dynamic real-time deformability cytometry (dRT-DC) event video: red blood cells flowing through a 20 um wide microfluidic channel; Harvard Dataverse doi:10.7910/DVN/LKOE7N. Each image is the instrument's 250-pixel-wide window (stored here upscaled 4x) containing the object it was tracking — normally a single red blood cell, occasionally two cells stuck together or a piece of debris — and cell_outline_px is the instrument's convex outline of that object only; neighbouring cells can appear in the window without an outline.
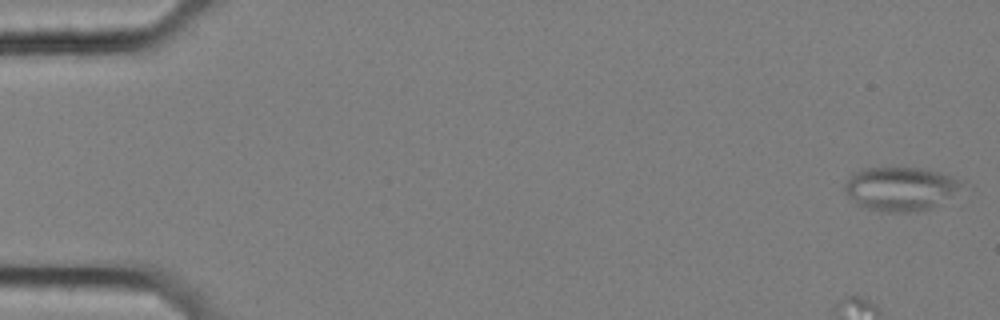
{"species": "common noctule bat (a hibernating species)", "species_latin": "Nyctalus noctula", "temperature_condition": "cold", "stored_images_in_passage": 58, "camera_frame_rate_fps": 3000, "um_per_image_px": 0.085, "animal": {"sex": "female", "body_mass_g": 25.1}, "frame": {"image": 1, "passage_image": 2, "time_ms": 0.333, "image_size_px": [1000, 320], "cell_outline_px": [[964, 180], [948, 196], [928, 208], [916, 212], [888, 212], [868, 208], [856, 204], [848, 196], [844, 188], [844, 184], [856, 172], [864, 168], [920, 168], [952, 176]], "centroid_in_image_um": [76.46, 16.04], "position_along_channel_um": 8.5, "area_um2": 28.9}}
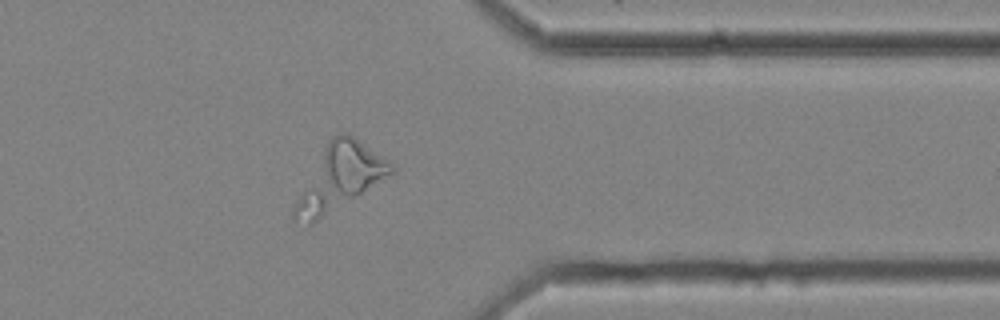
{"frame": {"image": 2, "passage_image": 47, "time_ms": 15.333, "image_size_px": [1000, 320], "cell_outline_px": [[396, 172], [312, 224], [308, 224], [292, 220], [292, 208], [328, 140], [332, 136], [344, 132], [348, 132], [392, 160], [396, 168]], "centroid_in_image_um": [28.93, 15.05], "position_along_channel_um": 382.5, "area_um2": 36.47}}
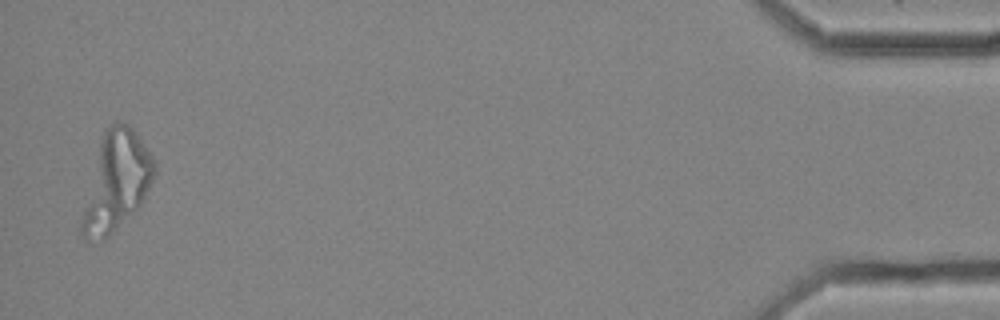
{"frame": {"image": 3, "passage_image": 57, "time_ms": 18.667, "image_size_px": [1000, 320], "cell_outline_px": [[156, 172], [140, 204], [104, 240], [88, 244], [84, 240], [80, 232], [80, 224], [104, 128], [116, 120], [120, 120], [128, 124], [136, 132], [156, 160]], "centroid_in_image_um": [9.89, 15.41], "position_along_channel_um": 425.3, "area_um2": 40.98}}